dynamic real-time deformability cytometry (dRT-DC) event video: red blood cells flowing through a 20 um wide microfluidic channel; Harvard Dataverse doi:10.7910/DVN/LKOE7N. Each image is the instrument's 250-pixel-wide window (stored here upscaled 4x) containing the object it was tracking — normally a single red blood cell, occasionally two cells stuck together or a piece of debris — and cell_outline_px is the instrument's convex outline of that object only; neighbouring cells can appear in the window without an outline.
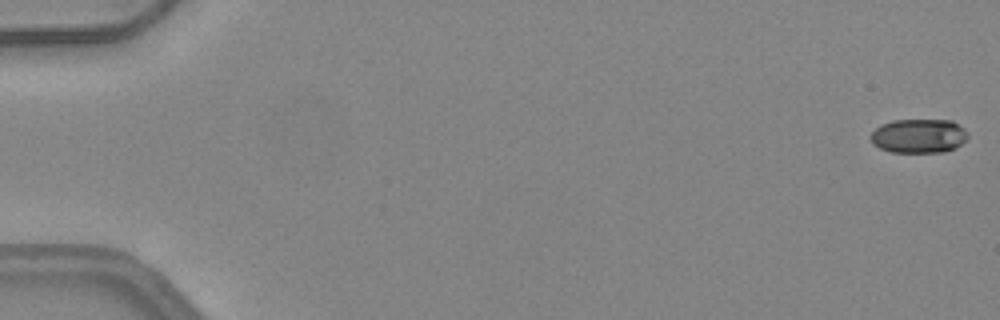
{"species": "common noctule bat (a hibernating species)", "species_latin": "Nyctalus noctula", "temperature_condition": "warm", "stored_images_in_passage": 45, "camera_frame_rate_fps": 3000, "um_per_image_px": 0.085, "animal": {"sex": "female", "body_mass_g": 24.6, "forearm_length_mm": 56.2}, "frame": {"image": 1, "passage_image": 1, "time_ms": 0.0, "image_size_px": [1000, 320], "cell_outline_px": [[968, 136], [956, 148], [944, 152], [892, 152], [880, 148], [872, 144], [868, 136], [880, 124], [892, 120], [952, 120], [964, 128], [968, 132]], "centroid_in_image_um": [78.07, 11.55], "position_along_channel_um": 6.9, "area_um2": 19.54}}
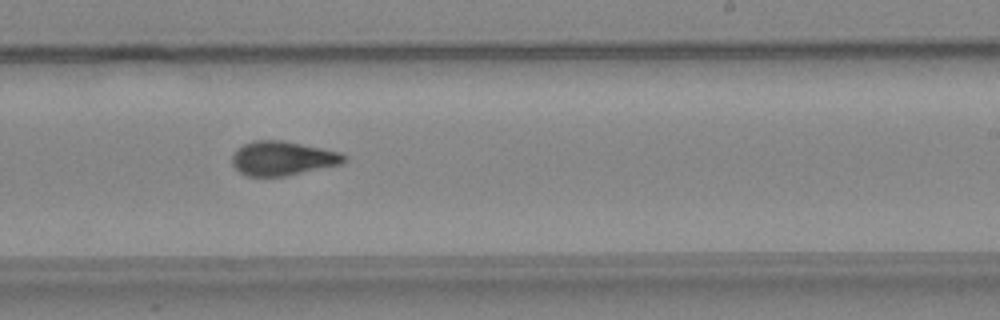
{"frame": {"image": 2, "passage_image": 32, "time_ms": 10.333, "image_size_px": [1000, 320], "cell_outline_px": [[348, 160], [340, 164], [284, 176], [244, 176], [232, 164], [232, 156], [244, 144], [252, 140], [284, 140], [340, 152], [348, 156]], "centroid_in_image_um": [24.03, 13.45], "position_along_channel_um": 265.0, "area_um2": 22.2}}
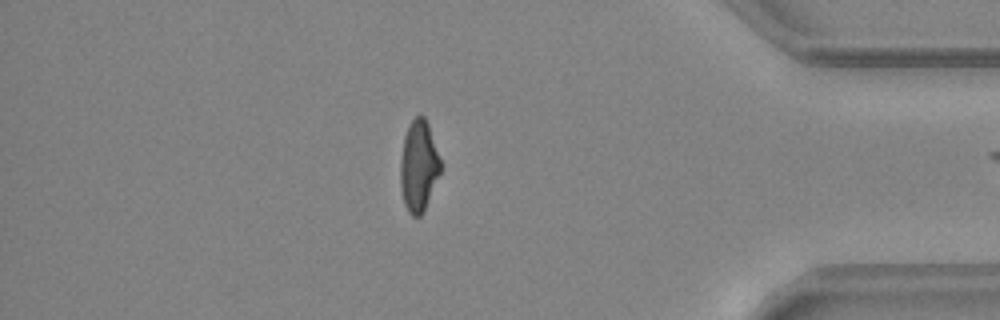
{"frame": {"image": 3, "passage_image": 44, "time_ms": 14.333, "image_size_px": [1000, 320], "cell_outline_px": [[440, 172], [424, 212], [420, 216], [412, 216], [408, 212], [404, 204], [400, 188], [400, 160], [404, 136], [408, 124], [416, 116], [424, 116], [428, 124], [440, 160]], "centroid_in_image_um": [35.56, 14.14], "position_along_channel_um": 399.6, "area_um2": 21.27}}